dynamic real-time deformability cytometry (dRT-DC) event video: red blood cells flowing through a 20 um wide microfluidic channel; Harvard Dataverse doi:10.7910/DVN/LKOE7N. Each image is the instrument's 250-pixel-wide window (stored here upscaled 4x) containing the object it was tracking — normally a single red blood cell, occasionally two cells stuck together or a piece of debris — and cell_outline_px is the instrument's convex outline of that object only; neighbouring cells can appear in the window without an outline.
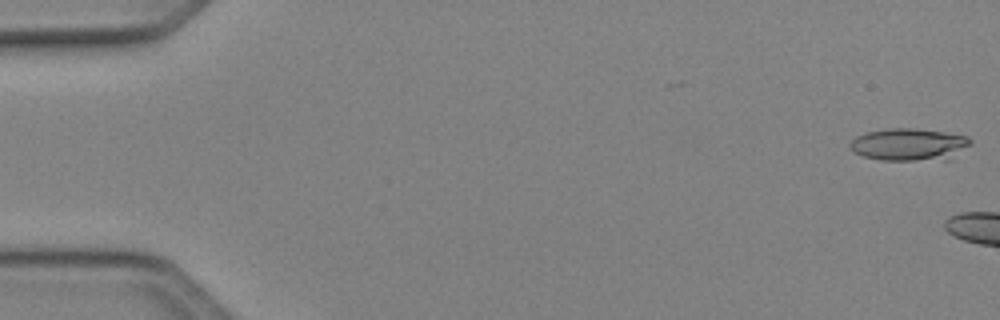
{"species": "Egyptian fruit bat (a non-hibernating species)", "species_latin": "Rousettus aegyptiacus", "temperature_condition": "cold", "stored_images_in_passage": 8, "camera_frame_rate_fps": 3000, "um_per_image_px": 0.085, "animal": {"sex": "female"}, "frame": {"image": 1, "passage_image": 1, "time_ms": 0.0, "image_size_px": [1000, 320], "cell_outline_px": [[972, 144], [952, 160], [880, 160], [864, 156], [856, 152], [848, 144], [856, 136], [868, 132], [888, 128], [916, 128], [944, 132], [968, 136], [972, 140]], "centroid_in_image_um": [77.36, 12.29], "position_along_channel_um": 7.6, "area_um2": 23.0}}